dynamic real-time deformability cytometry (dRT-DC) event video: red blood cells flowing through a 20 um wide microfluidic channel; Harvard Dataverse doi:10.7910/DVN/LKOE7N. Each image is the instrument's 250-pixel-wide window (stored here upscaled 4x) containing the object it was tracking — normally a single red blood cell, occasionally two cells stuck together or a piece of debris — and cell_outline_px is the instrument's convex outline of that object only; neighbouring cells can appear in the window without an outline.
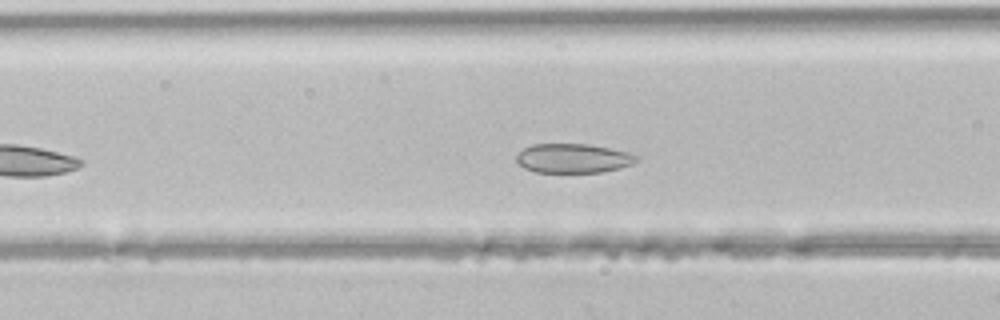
{"species": "common noctule bat (a hibernating species)", "species_latin": "Nyctalus noctula", "temperature_condition": "room temperature", "stored_images_in_passage": 32, "camera_frame_rate_fps": 3000, "um_per_image_px": 0.085, "animal": {"sex": "male", "body_mass_g": 21.5, "forearm_length_mm": 52.0}, "frame": {"image": 1, "passage_image": 10, "time_ms": 3.0, "image_size_px": [1000, 320], "cell_outline_px": [[640, 160], [632, 164], [620, 168], [600, 172], [536, 172], [524, 168], [516, 160], [516, 156], [524, 148], [532, 144], [588, 144], [628, 152], [640, 156]], "centroid_in_image_um": [48.75, 13.45], "position_along_channel_um": 117.9, "area_um2": 20.46}}
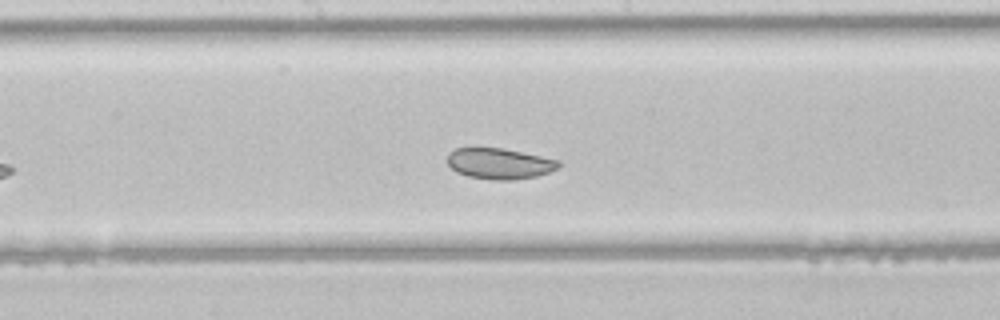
{"frame": {"image": 2, "passage_image": 16, "time_ms": 5.0, "image_size_px": [1000, 320], "cell_outline_px": [[560, 168], [536, 176], [512, 180], [492, 180], [468, 176], [456, 172], [448, 164], [448, 152], [456, 148], [472, 144], [504, 148], [560, 160]], "centroid_in_image_um": [42.4, 13.85], "position_along_channel_um": 205.8, "area_um2": 20.75}}
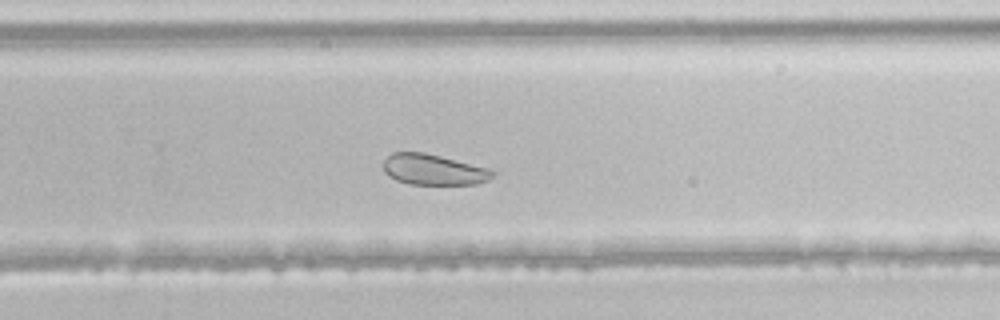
{"frame": {"image": 3, "passage_image": 22, "time_ms": 7.0, "image_size_px": [1000, 320], "cell_outline_px": [[496, 172], [488, 180], [476, 184], [408, 184], [396, 180], [388, 176], [384, 172], [384, 160], [392, 152], [424, 152], [488, 168]], "centroid_in_image_um": [36.82, 14.42], "position_along_channel_um": 293.0, "area_um2": 19.48}}